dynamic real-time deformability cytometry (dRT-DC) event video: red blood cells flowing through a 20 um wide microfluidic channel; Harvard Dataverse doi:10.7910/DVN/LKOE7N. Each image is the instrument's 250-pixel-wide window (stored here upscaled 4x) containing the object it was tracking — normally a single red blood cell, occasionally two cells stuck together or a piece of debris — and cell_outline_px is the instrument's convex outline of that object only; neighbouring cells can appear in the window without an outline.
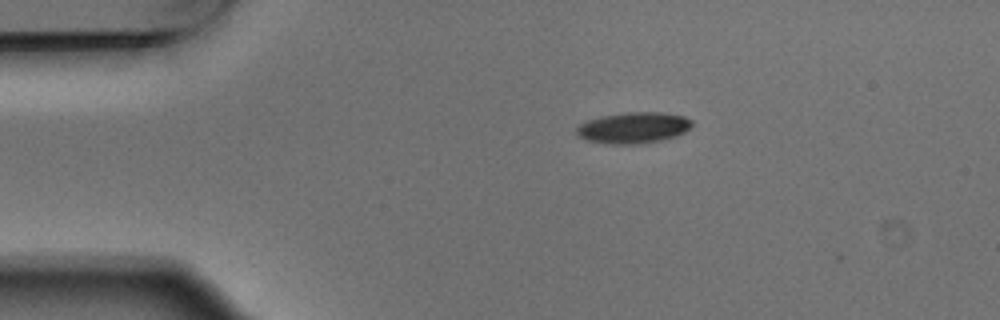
{"species": "Egyptian fruit bat (a non-hibernating species)", "species_latin": "Rousettus aegyptiacus", "temperature_condition": "warm", "stored_images_in_passage": 3, "camera_frame_rate_fps": 3000, "um_per_image_px": 0.085, "animal": {"sex": "male"}, "frame": {"image": 1, "passage_image": 1, "time_ms": 0.0, "image_size_px": [1000, 320], "cell_outline_px": [[692, 128], [676, 136], [660, 140], [636, 144], [612, 144], [584, 140], [576, 132], [576, 128], [580, 124], [588, 120], [600, 116], [624, 112], [664, 112], [684, 116], [692, 120]], "centroid_in_image_um": [53.85, 10.85], "position_along_channel_um": 31.1, "area_um2": 21.04}}
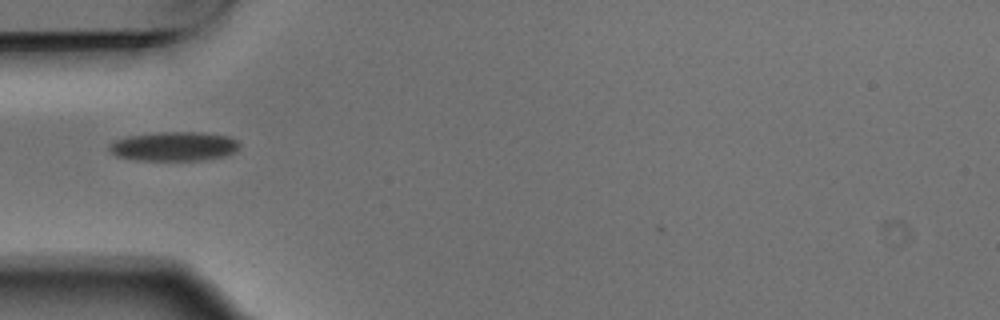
{"frame": {"image": 2, "passage_image": 3, "time_ms": 0.667, "image_size_px": [1000, 320], "cell_outline_px": [[240, 144], [232, 152], [224, 156], [200, 160], [136, 160], [116, 156], [108, 148], [108, 144], [116, 140], [128, 136], [160, 132], [204, 132], [228, 136], [236, 140]], "centroid_in_image_um": [14.76, 12.43], "position_along_channel_um": 70.2, "area_um2": 22.02}}